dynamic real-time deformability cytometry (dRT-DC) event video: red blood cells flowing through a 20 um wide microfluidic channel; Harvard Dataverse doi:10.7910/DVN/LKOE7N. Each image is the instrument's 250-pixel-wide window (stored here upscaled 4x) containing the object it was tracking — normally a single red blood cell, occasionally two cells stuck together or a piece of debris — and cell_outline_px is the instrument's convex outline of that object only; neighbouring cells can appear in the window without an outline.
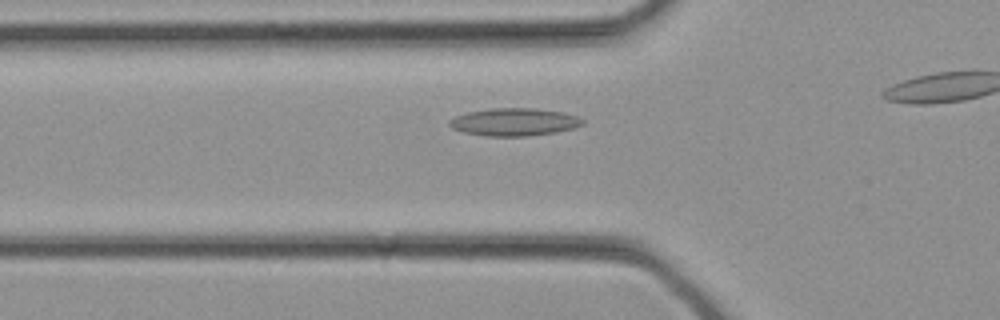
{"species": "common noctule bat (a hibernating species)", "species_latin": "Nyctalus noctula", "temperature_condition": "cold", "stored_images_in_passage": 23, "camera_frame_rate_fps": 3000, "um_per_image_px": 0.085, "animal": {"sex": "female", "body_mass_g": 21.9}, "frame": {"image": 1, "passage_image": 7, "time_ms": 2.0, "image_size_px": [1000, 320], "cell_outline_px": [[584, 124], [576, 128], [556, 132], [528, 136], [484, 136], [464, 132], [452, 128], [448, 124], [448, 120], [456, 116], [468, 112], [492, 108], [536, 108], [564, 112], [576, 116], [584, 120]], "centroid_in_image_um": [43.73, 10.37], "position_along_channel_um": 82.1, "area_um2": 21.62}}
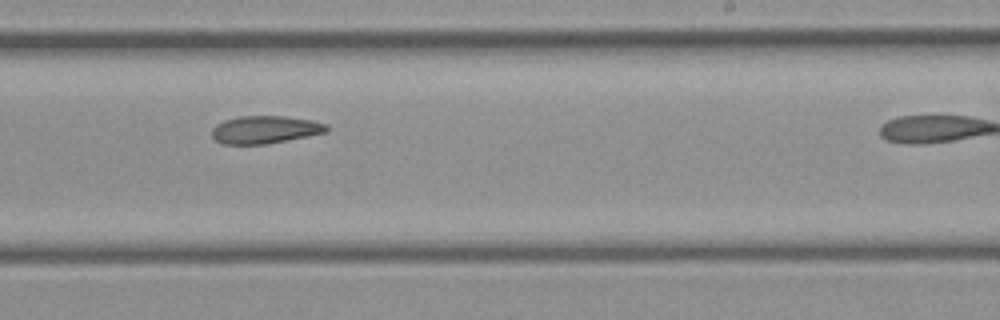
{"frame": {"image": 2, "passage_image": 16, "time_ms": 5.0, "image_size_px": [1000, 320], "cell_outline_px": [[328, 132], [268, 144], [220, 144], [212, 136], [212, 128], [216, 124], [224, 120], [240, 116], [284, 116], [312, 120], [328, 124]], "centroid_in_image_um": [22.53, 11.02], "position_along_channel_um": 266.5, "area_um2": 18.67}}
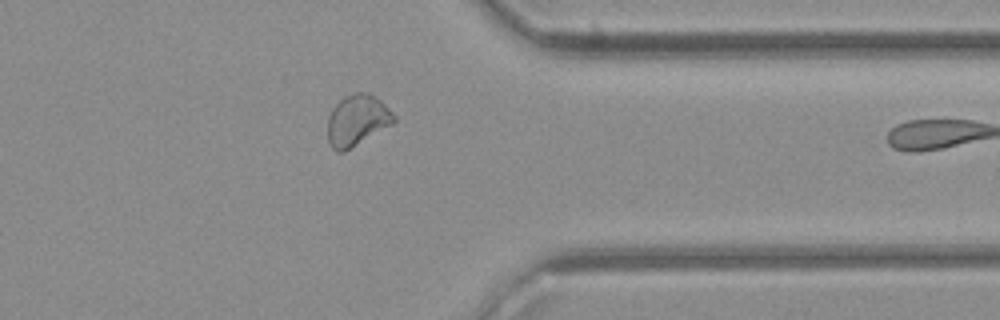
{"frame": {"image": 3, "passage_image": 22, "time_ms": 7.0, "image_size_px": [1000, 320], "cell_outline_px": [[396, 120], [392, 124], [344, 152], [336, 152], [328, 144], [328, 116], [332, 108], [344, 96], [356, 92], [368, 92], [376, 96], [396, 116]], "centroid_in_image_um": [30.34, 10.22], "position_along_channel_um": 381.1, "area_um2": 19.77}}